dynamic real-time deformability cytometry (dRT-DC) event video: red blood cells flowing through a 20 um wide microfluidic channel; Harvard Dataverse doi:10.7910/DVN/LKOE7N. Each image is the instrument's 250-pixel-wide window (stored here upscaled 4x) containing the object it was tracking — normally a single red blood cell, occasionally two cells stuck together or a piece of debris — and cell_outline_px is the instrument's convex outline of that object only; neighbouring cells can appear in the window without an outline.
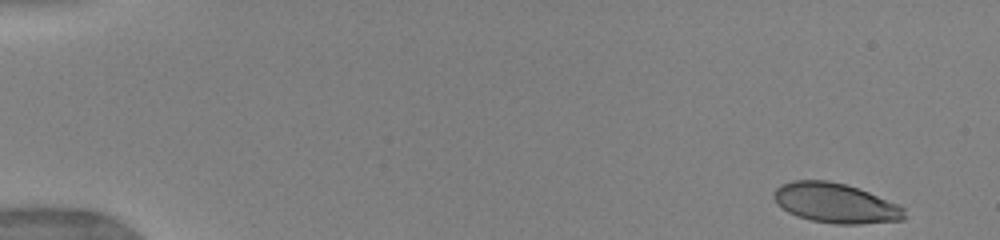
{"species": "human", "species_latin": "Homo sapiens", "temperature_condition": "warm", "stored_images_in_passage": 45, "camera_frame_rate_fps": 3000, "um_per_image_px": 0.085, "donor": {"sex": "female"}, "frame": {"image": 1, "passage_image": 1, "time_ms": 0.0, "image_size_px": [1000, 240], "cell_outline_px": [[904, 220], [860, 224], [836, 224], [812, 220], [796, 216], [788, 212], [776, 204], [772, 196], [772, 192], [780, 184], [792, 180], [828, 180], [844, 184], [868, 192], [896, 204], [904, 208]], "centroid_in_image_um": [70.94, 17.26], "position_along_channel_um": 14.1, "area_um2": 30.23}}
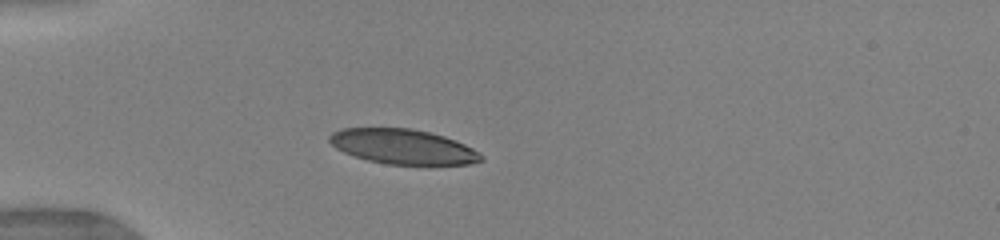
{"frame": {"image": 2, "passage_image": 21, "time_ms": 4.0, "image_size_px": [1000, 240], "cell_outline_px": [[484, 160], [468, 164], [388, 164], [368, 160], [344, 152], [336, 148], [328, 140], [328, 136], [332, 132], [340, 128], [412, 128], [444, 136], [456, 140], [480, 152], [484, 156]], "centroid_in_image_um": [34.25, 12.45], "position_along_channel_um": 50.7, "area_um2": 30.75}}
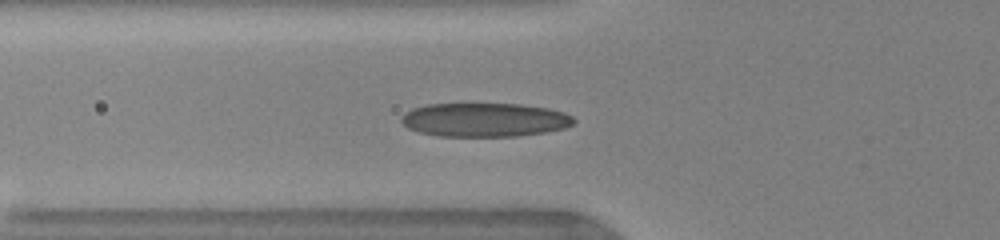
{"frame": {"image": 3, "passage_image": 29, "time_ms": 5.333, "image_size_px": [1000, 240], "cell_outline_px": [[576, 120], [572, 124], [564, 128], [544, 132], [516, 136], [440, 136], [420, 132], [408, 128], [400, 120], [400, 116], [404, 112], [412, 108], [428, 104], [520, 104], [548, 108], [564, 112], [572, 116]], "centroid_in_image_um": [41.17, 10.18], "position_along_channel_um": 84.6, "area_um2": 33.99}}